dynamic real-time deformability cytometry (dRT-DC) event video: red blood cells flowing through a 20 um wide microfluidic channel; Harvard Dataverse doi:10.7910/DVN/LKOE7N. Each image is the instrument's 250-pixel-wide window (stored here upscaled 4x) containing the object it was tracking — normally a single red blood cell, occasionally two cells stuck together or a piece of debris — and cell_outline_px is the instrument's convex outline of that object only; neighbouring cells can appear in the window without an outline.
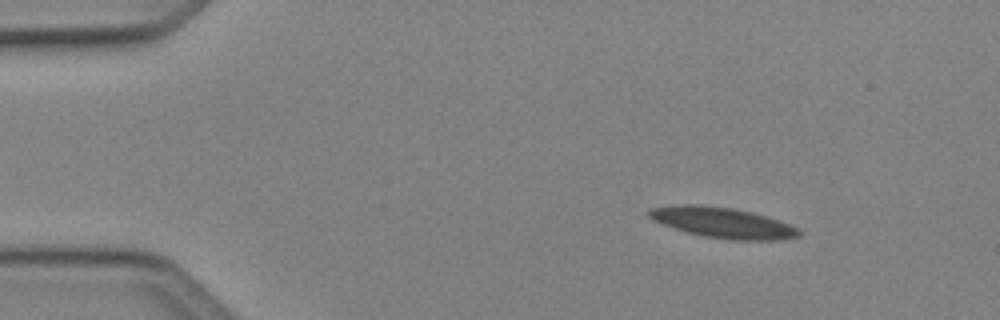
{"species": "Egyptian fruit bat (a non-hibernating species)", "species_latin": "Rousettus aegyptiacus", "temperature_condition": "cold", "stored_images_in_passage": 3, "camera_frame_rate_fps": 3000, "um_per_image_px": 0.085, "animal": {"sex": "female"}, "frame": {"image": 1, "passage_image": 1, "time_ms": 0.0, "image_size_px": [1000, 320], "cell_outline_px": [[804, 232], [800, 236], [780, 240], [728, 240], [704, 236], [688, 232], [652, 220], [648, 216], [648, 208], [672, 204], [696, 204], [732, 208], [752, 212], [768, 216], [780, 220], [800, 228]], "centroid_in_image_um": [61.48, 18.92], "position_along_channel_um": 23.5, "area_um2": 27.05}}